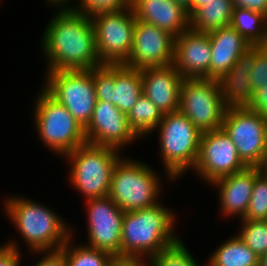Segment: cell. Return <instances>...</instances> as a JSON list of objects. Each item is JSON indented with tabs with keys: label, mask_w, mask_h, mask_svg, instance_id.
<instances>
[{
	"label": "cell",
	"mask_w": 267,
	"mask_h": 266,
	"mask_svg": "<svg viewBox=\"0 0 267 266\" xmlns=\"http://www.w3.org/2000/svg\"><path fill=\"white\" fill-rule=\"evenodd\" d=\"M259 173V167H246L242 171L220 178L209 185L218 190L216 194L219 197V215L221 214L222 218L230 220L237 217L240 220L245 216L254 180Z\"/></svg>",
	"instance_id": "18"
},
{
	"label": "cell",
	"mask_w": 267,
	"mask_h": 266,
	"mask_svg": "<svg viewBox=\"0 0 267 266\" xmlns=\"http://www.w3.org/2000/svg\"><path fill=\"white\" fill-rule=\"evenodd\" d=\"M232 0H210L208 4L197 8L190 17V29L201 33L227 27L233 14Z\"/></svg>",
	"instance_id": "23"
},
{
	"label": "cell",
	"mask_w": 267,
	"mask_h": 266,
	"mask_svg": "<svg viewBox=\"0 0 267 266\" xmlns=\"http://www.w3.org/2000/svg\"><path fill=\"white\" fill-rule=\"evenodd\" d=\"M75 229L71 228V237L60 248L68 266H107L111 254L84 244L75 243Z\"/></svg>",
	"instance_id": "27"
},
{
	"label": "cell",
	"mask_w": 267,
	"mask_h": 266,
	"mask_svg": "<svg viewBox=\"0 0 267 266\" xmlns=\"http://www.w3.org/2000/svg\"><path fill=\"white\" fill-rule=\"evenodd\" d=\"M234 7L250 9L267 16V0H232Z\"/></svg>",
	"instance_id": "37"
},
{
	"label": "cell",
	"mask_w": 267,
	"mask_h": 266,
	"mask_svg": "<svg viewBox=\"0 0 267 266\" xmlns=\"http://www.w3.org/2000/svg\"><path fill=\"white\" fill-rule=\"evenodd\" d=\"M204 266H211V265L206 261V264Z\"/></svg>",
	"instance_id": "43"
},
{
	"label": "cell",
	"mask_w": 267,
	"mask_h": 266,
	"mask_svg": "<svg viewBox=\"0 0 267 266\" xmlns=\"http://www.w3.org/2000/svg\"><path fill=\"white\" fill-rule=\"evenodd\" d=\"M86 213L85 246L121 255V232L124 211L109 197L92 198L84 201Z\"/></svg>",
	"instance_id": "13"
},
{
	"label": "cell",
	"mask_w": 267,
	"mask_h": 266,
	"mask_svg": "<svg viewBox=\"0 0 267 266\" xmlns=\"http://www.w3.org/2000/svg\"><path fill=\"white\" fill-rule=\"evenodd\" d=\"M238 237L258 256L267 252V222L240 219Z\"/></svg>",
	"instance_id": "29"
},
{
	"label": "cell",
	"mask_w": 267,
	"mask_h": 266,
	"mask_svg": "<svg viewBox=\"0 0 267 266\" xmlns=\"http://www.w3.org/2000/svg\"><path fill=\"white\" fill-rule=\"evenodd\" d=\"M246 167L223 128L201 134L198 158L191 173L195 172L196 178L204 182V185H210Z\"/></svg>",
	"instance_id": "12"
},
{
	"label": "cell",
	"mask_w": 267,
	"mask_h": 266,
	"mask_svg": "<svg viewBox=\"0 0 267 266\" xmlns=\"http://www.w3.org/2000/svg\"><path fill=\"white\" fill-rule=\"evenodd\" d=\"M97 100L112 103L128 114L142 93L141 69L125 64H103L93 68Z\"/></svg>",
	"instance_id": "14"
},
{
	"label": "cell",
	"mask_w": 267,
	"mask_h": 266,
	"mask_svg": "<svg viewBox=\"0 0 267 266\" xmlns=\"http://www.w3.org/2000/svg\"><path fill=\"white\" fill-rule=\"evenodd\" d=\"M26 197L10 194L4 198L6 219L23 238L27 251L60 250L71 237L72 224L45 203Z\"/></svg>",
	"instance_id": "2"
},
{
	"label": "cell",
	"mask_w": 267,
	"mask_h": 266,
	"mask_svg": "<svg viewBox=\"0 0 267 266\" xmlns=\"http://www.w3.org/2000/svg\"><path fill=\"white\" fill-rule=\"evenodd\" d=\"M249 75L254 93L267 85V45L255 46V59Z\"/></svg>",
	"instance_id": "32"
},
{
	"label": "cell",
	"mask_w": 267,
	"mask_h": 266,
	"mask_svg": "<svg viewBox=\"0 0 267 266\" xmlns=\"http://www.w3.org/2000/svg\"><path fill=\"white\" fill-rule=\"evenodd\" d=\"M210 79L217 80L234 65L252 45L231 25L212 31Z\"/></svg>",
	"instance_id": "22"
},
{
	"label": "cell",
	"mask_w": 267,
	"mask_h": 266,
	"mask_svg": "<svg viewBox=\"0 0 267 266\" xmlns=\"http://www.w3.org/2000/svg\"><path fill=\"white\" fill-rule=\"evenodd\" d=\"M255 59V46L244 52L227 73L219 79V89L227 108L249 107L254 92L250 84V71Z\"/></svg>",
	"instance_id": "21"
},
{
	"label": "cell",
	"mask_w": 267,
	"mask_h": 266,
	"mask_svg": "<svg viewBox=\"0 0 267 266\" xmlns=\"http://www.w3.org/2000/svg\"><path fill=\"white\" fill-rule=\"evenodd\" d=\"M10 238L8 239V247L0 255V266H21L22 265V249L21 242Z\"/></svg>",
	"instance_id": "33"
},
{
	"label": "cell",
	"mask_w": 267,
	"mask_h": 266,
	"mask_svg": "<svg viewBox=\"0 0 267 266\" xmlns=\"http://www.w3.org/2000/svg\"><path fill=\"white\" fill-rule=\"evenodd\" d=\"M210 0H192L191 7L187 10L188 15L190 16L197 8L206 5Z\"/></svg>",
	"instance_id": "38"
},
{
	"label": "cell",
	"mask_w": 267,
	"mask_h": 266,
	"mask_svg": "<svg viewBox=\"0 0 267 266\" xmlns=\"http://www.w3.org/2000/svg\"><path fill=\"white\" fill-rule=\"evenodd\" d=\"M162 202L150 208L124 212L121 255L148 260L181 237L175 232L178 215Z\"/></svg>",
	"instance_id": "3"
},
{
	"label": "cell",
	"mask_w": 267,
	"mask_h": 266,
	"mask_svg": "<svg viewBox=\"0 0 267 266\" xmlns=\"http://www.w3.org/2000/svg\"><path fill=\"white\" fill-rule=\"evenodd\" d=\"M183 79L173 64L143 68L141 69L142 93L163 114L176 112L179 110Z\"/></svg>",
	"instance_id": "19"
},
{
	"label": "cell",
	"mask_w": 267,
	"mask_h": 266,
	"mask_svg": "<svg viewBox=\"0 0 267 266\" xmlns=\"http://www.w3.org/2000/svg\"><path fill=\"white\" fill-rule=\"evenodd\" d=\"M173 1L182 6L185 10H188L191 7L192 0H173Z\"/></svg>",
	"instance_id": "40"
},
{
	"label": "cell",
	"mask_w": 267,
	"mask_h": 266,
	"mask_svg": "<svg viewBox=\"0 0 267 266\" xmlns=\"http://www.w3.org/2000/svg\"><path fill=\"white\" fill-rule=\"evenodd\" d=\"M76 1L78 3H76ZM76 11L92 17L98 13L115 12L130 7V0H75L71 5Z\"/></svg>",
	"instance_id": "31"
},
{
	"label": "cell",
	"mask_w": 267,
	"mask_h": 266,
	"mask_svg": "<svg viewBox=\"0 0 267 266\" xmlns=\"http://www.w3.org/2000/svg\"><path fill=\"white\" fill-rule=\"evenodd\" d=\"M161 178L146 161L123 154L112 171L108 196L124 212L153 207L163 199Z\"/></svg>",
	"instance_id": "4"
},
{
	"label": "cell",
	"mask_w": 267,
	"mask_h": 266,
	"mask_svg": "<svg viewBox=\"0 0 267 266\" xmlns=\"http://www.w3.org/2000/svg\"><path fill=\"white\" fill-rule=\"evenodd\" d=\"M164 114L144 94L136 101L127 114L128 123L134 133L142 140L151 134L161 122Z\"/></svg>",
	"instance_id": "26"
},
{
	"label": "cell",
	"mask_w": 267,
	"mask_h": 266,
	"mask_svg": "<svg viewBox=\"0 0 267 266\" xmlns=\"http://www.w3.org/2000/svg\"><path fill=\"white\" fill-rule=\"evenodd\" d=\"M122 153L116 148L85 143L66 154L62 159L70 167L66 178L71 188L84 201L108 196L112 171Z\"/></svg>",
	"instance_id": "6"
},
{
	"label": "cell",
	"mask_w": 267,
	"mask_h": 266,
	"mask_svg": "<svg viewBox=\"0 0 267 266\" xmlns=\"http://www.w3.org/2000/svg\"><path fill=\"white\" fill-rule=\"evenodd\" d=\"M242 219L253 221L267 220V179L261 173L254 180L248 209Z\"/></svg>",
	"instance_id": "30"
},
{
	"label": "cell",
	"mask_w": 267,
	"mask_h": 266,
	"mask_svg": "<svg viewBox=\"0 0 267 266\" xmlns=\"http://www.w3.org/2000/svg\"><path fill=\"white\" fill-rule=\"evenodd\" d=\"M175 37L155 25L136 20L132 49L126 66L143 69L174 62Z\"/></svg>",
	"instance_id": "16"
},
{
	"label": "cell",
	"mask_w": 267,
	"mask_h": 266,
	"mask_svg": "<svg viewBox=\"0 0 267 266\" xmlns=\"http://www.w3.org/2000/svg\"><path fill=\"white\" fill-rule=\"evenodd\" d=\"M42 88L62 104L85 128L97 101L93 69L64 70L44 73Z\"/></svg>",
	"instance_id": "8"
},
{
	"label": "cell",
	"mask_w": 267,
	"mask_h": 266,
	"mask_svg": "<svg viewBox=\"0 0 267 266\" xmlns=\"http://www.w3.org/2000/svg\"><path fill=\"white\" fill-rule=\"evenodd\" d=\"M259 266H267V252L259 257Z\"/></svg>",
	"instance_id": "41"
},
{
	"label": "cell",
	"mask_w": 267,
	"mask_h": 266,
	"mask_svg": "<svg viewBox=\"0 0 267 266\" xmlns=\"http://www.w3.org/2000/svg\"><path fill=\"white\" fill-rule=\"evenodd\" d=\"M32 253L33 257L35 256L38 258H35L37 261L30 266H68L65 256L61 250L30 252V254Z\"/></svg>",
	"instance_id": "34"
},
{
	"label": "cell",
	"mask_w": 267,
	"mask_h": 266,
	"mask_svg": "<svg viewBox=\"0 0 267 266\" xmlns=\"http://www.w3.org/2000/svg\"><path fill=\"white\" fill-rule=\"evenodd\" d=\"M51 20L40 37L46 72L93 69L103 65L96 50L91 18L71 6L51 7Z\"/></svg>",
	"instance_id": "1"
},
{
	"label": "cell",
	"mask_w": 267,
	"mask_h": 266,
	"mask_svg": "<svg viewBox=\"0 0 267 266\" xmlns=\"http://www.w3.org/2000/svg\"><path fill=\"white\" fill-rule=\"evenodd\" d=\"M226 110L217 80L183 79L179 111L202 133L222 128Z\"/></svg>",
	"instance_id": "9"
},
{
	"label": "cell",
	"mask_w": 267,
	"mask_h": 266,
	"mask_svg": "<svg viewBox=\"0 0 267 266\" xmlns=\"http://www.w3.org/2000/svg\"><path fill=\"white\" fill-rule=\"evenodd\" d=\"M136 20L155 25L175 38L190 28V17L173 0H130Z\"/></svg>",
	"instance_id": "20"
},
{
	"label": "cell",
	"mask_w": 267,
	"mask_h": 266,
	"mask_svg": "<svg viewBox=\"0 0 267 266\" xmlns=\"http://www.w3.org/2000/svg\"><path fill=\"white\" fill-rule=\"evenodd\" d=\"M211 52L209 34L189 28L175 38L173 65L184 79H210Z\"/></svg>",
	"instance_id": "17"
},
{
	"label": "cell",
	"mask_w": 267,
	"mask_h": 266,
	"mask_svg": "<svg viewBox=\"0 0 267 266\" xmlns=\"http://www.w3.org/2000/svg\"><path fill=\"white\" fill-rule=\"evenodd\" d=\"M248 108L267 117V85L254 93L253 101Z\"/></svg>",
	"instance_id": "36"
},
{
	"label": "cell",
	"mask_w": 267,
	"mask_h": 266,
	"mask_svg": "<svg viewBox=\"0 0 267 266\" xmlns=\"http://www.w3.org/2000/svg\"><path fill=\"white\" fill-rule=\"evenodd\" d=\"M260 173L267 179V154L263 158L261 164L258 166Z\"/></svg>",
	"instance_id": "39"
},
{
	"label": "cell",
	"mask_w": 267,
	"mask_h": 266,
	"mask_svg": "<svg viewBox=\"0 0 267 266\" xmlns=\"http://www.w3.org/2000/svg\"><path fill=\"white\" fill-rule=\"evenodd\" d=\"M155 132L167 184L180 180L196 164L202 132L179 110L164 114Z\"/></svg>",
	"instance_id": "5"
},
{
	"label": "cell",
	"mask_w": 267,
	"mask_h": 266,
	"mask_svg": "<svg viewBox=\"0 0 267 266\" xmlns=\"http://www.w3.org/2000/svg\"><path fill=\"white\" fill-rule=\"evenodd\" d=\"M33 102L32 123L38 141L62 159L78 146L87 143L84 128L71 113L42 87Z\"/></svg>",
	"instance_id": "7"
},
{
	"label": "cell",
	"mask_w": 267,
	"mask_h": 266,
	"mask_svg": "<svg viewBox=\"0 0 267 266\" xmlns=\"http://www.w3.org/2000/svg\"><path fill=\"white\" fill-rule=\"evenodd\" d=\"M87 143L120 150L141 139L128 123L127 114L112 103L97 100L92 118L84 128ZM139 140V141H138Z\"/></svg>",
	"instance_id": "15"
},
{
	"label": "cell",
	"mask_w": 267,
	"mask_h": 266,
	"mask_svg": "<svg viewBox=\"0 0 267 266\" xmlns=\"http://www.w3.org/2000/svg\"><path fill=\"white\" fill-rule=\"evenodd\" d=\"M107 266H148V260L133 255H112Z\"/></svg>",
	"instance_id": "35"
},
{
	"label": "cell",
	"mask_w": 267,
	"mask_h": 266,
	"mask_svg": "<svg viewBox=\"0 0 267 266\" xmlns=\"http://www.w3.org/2000/svg\"><path fill=\"white\" fill-rule=\"evenodd\" d=\"M219 245L207 258L211 266H259V257L236 233Z\"/></svg>",
	"instance_id": "24"
},
{
	"label": "cell",
	"mask_w": 267,
	"mask_h": 266,
	"mask_svg": "<svg viewBox=\"0 0 267 266\" xmlns=\"http://www.w3.org/2000/svg\"><path fill=\"white\" fill-rule=\"evenodd\" d=\"M91 18L96 50L102 64H124L133 44L135 16L131 7L103 12Z\"/></svg>",
	"instance_id": "11"
},
{
	"label": "cell",
	"mask_w": 267,
	"mask_h": 266,
	"mask_svg": "<svg viewBox=\"0 0 267 266\" xmlns=\"http://www.w3.org/2000/svg\"><path fill=\"white\" fill-rule=\"evenodd\" d=\"M8 247V242H4L3 244L0 243V255L3 251Z\"/></svg>",
	"instance_id": "42"
},
{
	"label": "cell",
	"mask_w": 267,
	"mask_h": 266,
	"mask_svg": "<svg viewBox=\"0 0 267 266\" xmlns=\"http://www.w3.org/2000/svg\"><path fill=\"white\" fill-rule=\"evenodd\" d=\"M252 46L267 45V16L250 9L233 7L230 24Z\"/></svg>",
	"instance_id": "25"
},
{
	"label": "cell",
	"mask_w": 267,
	"mask_h": 266,
	"mask_svg": "<svg viewBox=\"0 0 267 266\" xmlns=\"http://www.w3.org/2000/svg\"><path fill=\"white\" fill-rule=\"evenodd\" d=\"M222 128L247 167H258L267 154V117L248 107L227 108Z\"/></svg>",
	"instance_id": "10"
},
{
	"label": "cell",
	"mask_w": 267,
	"mask_h": 266,
	"mask_svg": "<svg viewBox=\"0 0 267 266\" xmlns=\"http://www.w3.org/2000/svg\"><path fill=\"white\" fill-rule=\"evenodd\" d=\"M180 237L175 243L148 259V266H204Z\"/></svg>",
	"instance_id": "28"
}]
</instances>
